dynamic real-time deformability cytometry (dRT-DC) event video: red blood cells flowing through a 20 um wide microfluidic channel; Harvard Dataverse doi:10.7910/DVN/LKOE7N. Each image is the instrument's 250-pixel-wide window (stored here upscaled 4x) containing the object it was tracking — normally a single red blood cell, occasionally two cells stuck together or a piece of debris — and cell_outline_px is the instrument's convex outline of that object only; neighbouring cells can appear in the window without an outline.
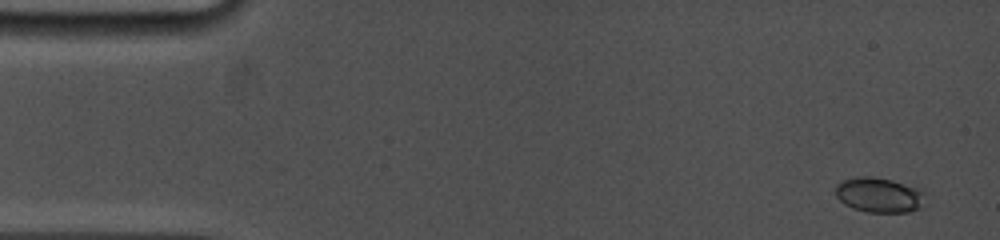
{"species": "common noctule bat (a hibernating species)", "species_latin": "Nyctalus noctula", "temperature_condition": "cold", "stored_images_in_passage": 8, "camera_frame_rate_fps": 5000, "um_per_image_px": 0.085, "animal": {"sex": "female", "body_mass_g": 19.0, "forearm_length_mm": 53.3}, "frame": {"image": 1, "passage_image": 1, "time_ms": 0.0, "image_size_px": [1000, 240], "cell_outline_px": [[924, 192], [920, 208], [908, 212], [868, 212], [852, 208], [844, 204], [836, 196], [836, 184], [844, 180], [856, 176], [872, 176], [892, 180], [924, 188]], "centroid_in_image_um": [74.73, 16.56], "position_along_channel_um": 10.3, "area_um2": 18.44}}
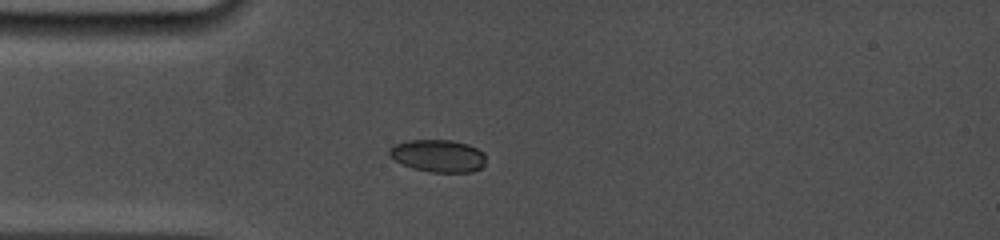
{"frame": {"image": 2, "passage_image": 6, "time_ms": 3.8, "image_size_px": [1000, 240], "cell_outline_px": [[484, 164], [480, 168], [472, 172], [428, 172], [412, 168], [396, 160], [388, 152], [388, 148], [392, 144], [408, 140], [452, 140], [468, 144], [484, 152]], "centroid_in_image_um": [37.23, 13.23], "position_along_channel_um": 47.8, "area_um2": 18.26}}
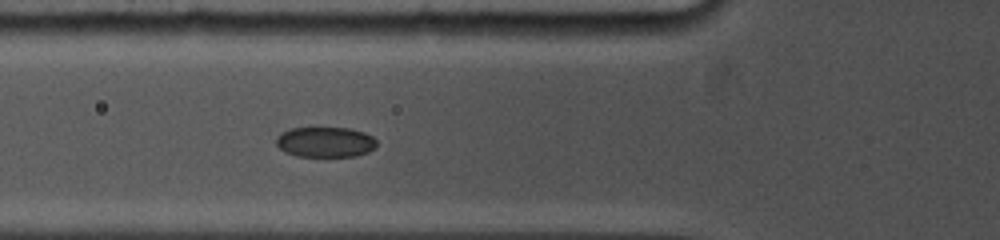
{"frame": {"image": 3, "passage_image": 8, "time_ms": 5.4, "image_size_px": [1000, 240], "cell_outline_px": [[376, 148], [368, 152], [356, 156], [296, 156], [284, 152], [276, 144], [276, 136], [280, 132], [292, 128], [348, 128], [364, 132], [372, 136], [376, 140]], "centroid_in_image_um": [27.64, 12.07], "position_along_channel_um": 98.2, "area_um2": 17.86}}